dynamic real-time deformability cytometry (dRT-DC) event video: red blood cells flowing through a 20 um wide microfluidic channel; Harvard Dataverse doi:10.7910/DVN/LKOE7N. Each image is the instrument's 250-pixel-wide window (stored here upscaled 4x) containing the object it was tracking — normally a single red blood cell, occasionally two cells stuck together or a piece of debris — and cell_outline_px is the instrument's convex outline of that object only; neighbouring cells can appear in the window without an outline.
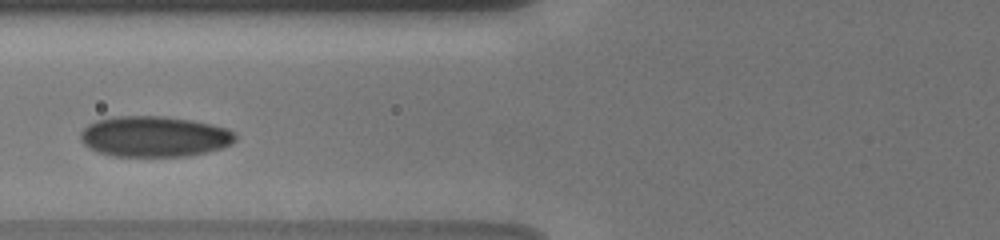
{"species": "human", "species_latin": "Homo sapiens", "temperature_condition": "cold", "stored_images_in_passage": 7, "camera_frame_rate_fps": 3000, "um_per_image_px": 0.085, "donor": {"sex": "male"}, "frame": {"image": 1, "passage_image": 6, "time_ms": 3.333, "image_size_px": [1000, 240], "cell_outline_px": [[236, 140], [232, 144], [220, 148], [204, 152], [184, 156], [112, 156], [100, 152], [84, 144], [80, 140], [80, 132], [88, 124], [96, 120], [112, 116], [164, 116], [192, 120], [212, 124], [228, 128], [236, 136]], "centroid_in_image_um": [13.11, 11.59], "position_along_channel_um": 112.7, "area_um2": 36.7}}